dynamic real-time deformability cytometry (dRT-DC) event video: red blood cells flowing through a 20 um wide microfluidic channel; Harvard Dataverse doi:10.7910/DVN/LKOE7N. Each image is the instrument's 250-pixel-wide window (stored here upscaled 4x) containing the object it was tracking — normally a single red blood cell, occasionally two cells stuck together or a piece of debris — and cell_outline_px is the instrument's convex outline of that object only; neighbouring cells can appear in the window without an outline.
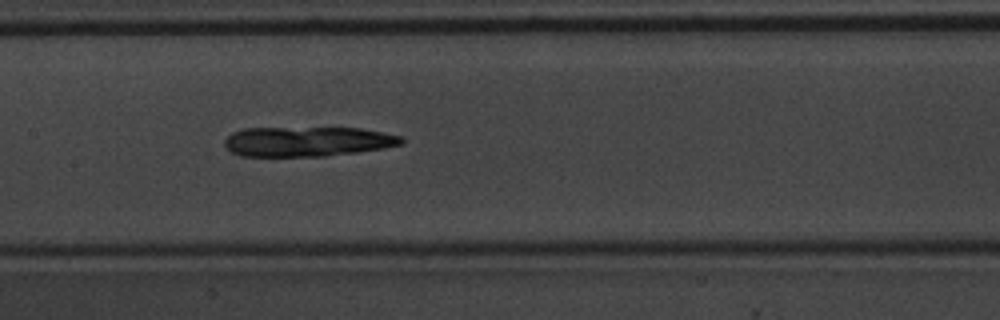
{"species": "common noctule bat (a hibernating species)", "species_latin": "Nyctalus noctula", "temperature_condition": "warm", "stored_images_in_passage": 35, "camera_frame_rate_fps": 3000, "um_per_image_px": 0.085, "animal": {"sex": "male", "body_mass_g": 20.1, "forearm_length_mm": 53.5}, "frame": {"image": 1, "passage_image": 9, "time_ms": 2.667, "image_size_px": [1000, 320], "cell_outline_px": [[404, 144], [384, 148], [356, 152], [324, 156], [240, 156], [232, 152], [224, 144], [224, 140], [232, 132], [244, 128], [360, 128], [384, 132], [400, 136], [404, 140]], "centroid_in_image_um": [26.14, 12.02], "position_along_channel_um": 181.3, "area_um2": 30.75}}
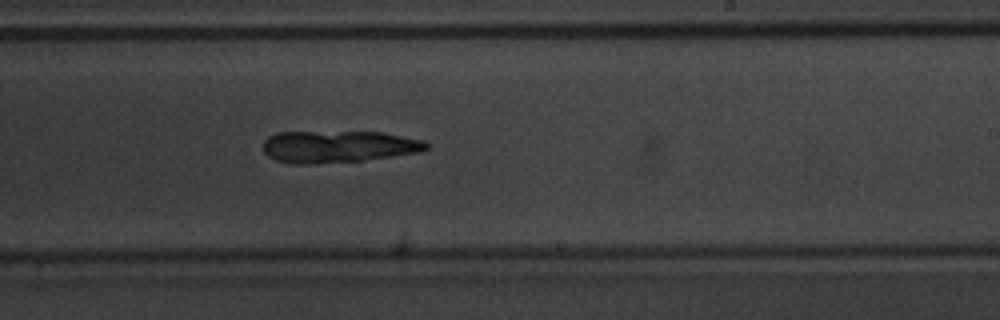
{"frame": {"image": 2, "passage_image": 15, "time_ms": 4.667, "image_size_px": [1000, 320], "cell_outline_px": [[428, 148], [420, 152], [364, 160], [312, 164], [292, 164], [276, 160], [268, 156], [264, 152], [264, 140], [268, 136], [276, 132], [384, 132], [424, 140], [428, 144]], "centroid_in_image_um": [28.74, 12.46], "position_along_channel_um": 260.3, "area_um2": 30.52}}
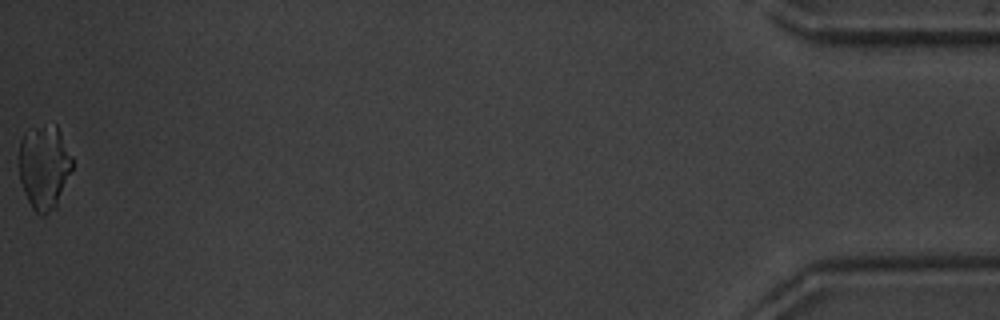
{"frame": {"image": 3, "passage_image": 35, "time_ms": 11.333, "image_size_px": [1000, 320], "cell_outline_px": [[72, 168], [56, 208], [44, 216], [40, 216], [32, 208], [24, 192], [20, 180], [20, 140], [24, 132], [32, 128], [56, 124], [72, 156]], "centroid_in_image_um": [3.76, 14.21], "position_along_channel_um": 431.4, "area_um2": 26.07}}